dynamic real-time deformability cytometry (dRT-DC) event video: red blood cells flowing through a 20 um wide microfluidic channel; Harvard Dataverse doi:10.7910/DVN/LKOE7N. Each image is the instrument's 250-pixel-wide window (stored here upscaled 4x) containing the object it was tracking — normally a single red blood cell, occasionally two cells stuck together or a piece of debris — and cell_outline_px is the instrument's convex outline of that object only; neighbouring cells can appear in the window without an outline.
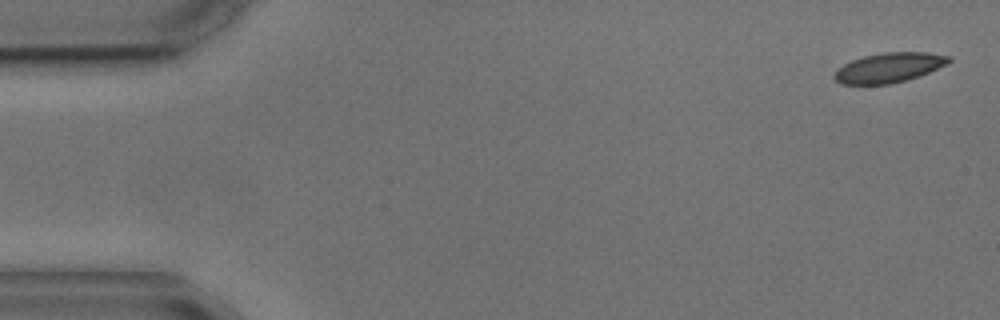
{"species": "common noctule bat (a hibernating species)", "species_latin": "Nyctalus noctula", "temperature_condition": "cold", "stored_images_in_passage": 7, "camera_frame_rate_fps": 3000, "um_per_image_px": 0.085, "animal": {"sex": "male", "body_mass_g": 17.9, "forearm_length_mm": 54.2}, "frame": {"image": 1, "passage_image": 1, "time_ms": 0.0, "image_size_px": [1000, 320], "cell_outline_px": [[952, 60], [928, 72], [904, 80], [888, 84], [840, 84], [832, 76], [844, 64], [852, 60], [864, 56], [884, 52], [928, 52], [952, 56]], "centroid_in_image_um": [75.55, 5.73], "position_along_channel_um": 9.4, "area_um2": 19.48}}
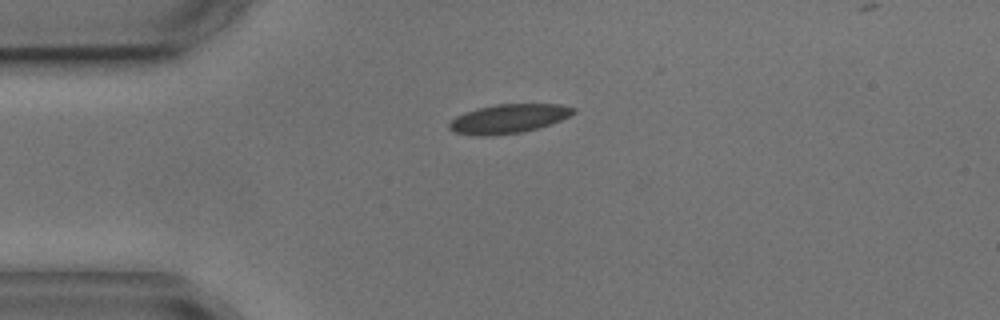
{"frame": {"image": 2, "passage_image": 4, "time_ms": 3.667, "image_size_px": [1000, 320], "cell_outline_px": [[576, 112], [560, 120], [536, 128], [520, 132], [484, 136], [480, 136], [456, 132], [448, 128], [448, 124], [456, 116], [464, 112], [476, 108], [496, 104], [560, 104], [576, 108]], "centroid_in_image_um": [43.2, 10.07], "position_along_channel_um": 41.8, "area_um2": 20.75}}